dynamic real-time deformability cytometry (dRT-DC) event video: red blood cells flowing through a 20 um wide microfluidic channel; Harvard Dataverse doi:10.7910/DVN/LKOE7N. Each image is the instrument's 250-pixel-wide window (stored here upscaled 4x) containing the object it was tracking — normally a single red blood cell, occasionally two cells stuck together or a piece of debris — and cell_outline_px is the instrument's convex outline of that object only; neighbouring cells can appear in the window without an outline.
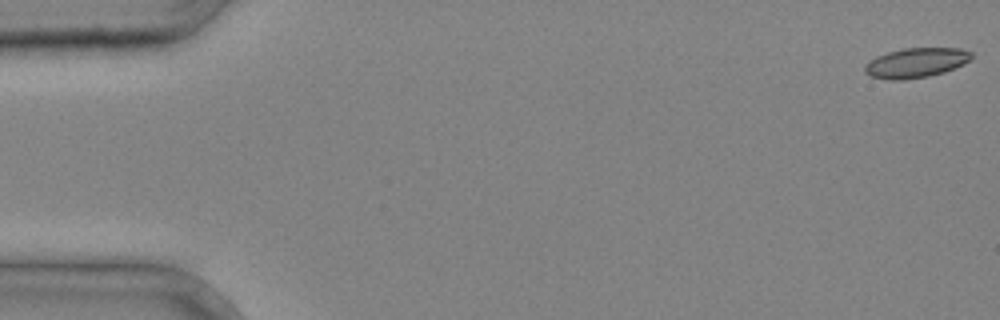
{"species": "common noctule bat (a hibernating species)", "species_latin": "Nyctalus noctula", "temperature_condition": "cold", "stored_images_in_passage": 4, "camera_frame_rate_fps": 3000, "um_per_image_px": 0.085, "animal": {"sex": "male", "body_mass_g": 20.4}, "frame": {"image": 1, "passage_image": 1, "time_ms": 0.0, "image_size_px": [1000, 320], "cell_outline_px": [[972, 56], [964, 64], [944, 72], [928, 76], [904, 80], [888, 80], [872, 76], [864, 72], [864, 68], [876, 56], [888, 52], [904, 48], [960, 48], [972, 52]], "centroid_in_image_um": [77.87, 5.34], "position_along_channel_um": 7.1, "area_um2": 18.32}}
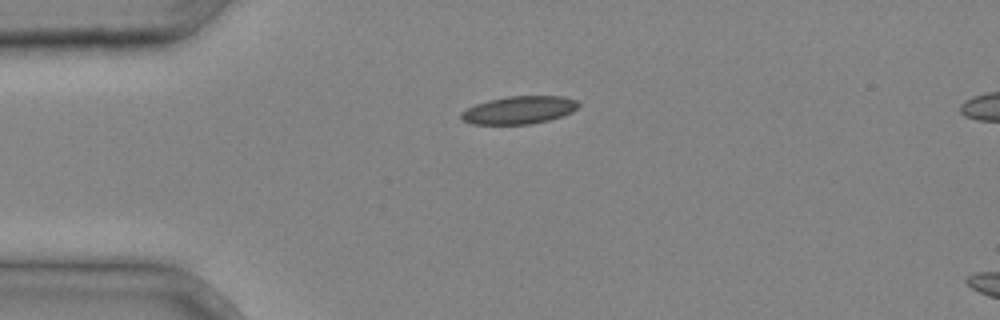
{"frame": {"image": 2, "passage_image": 3, "time_ms": 0.667, "image_size_px": [1000, 320], "cell_outline_px": [[580, 104], [572, 112], [548, 120], [532, 124], [472, 124], [464, 120], [460, 116], [460, 112], [476, 104], [488, 100], [508, 96], [564, 96], [576, 100]], "centroid_in_image_um": [44.12, 9.35], "position_along_channel_um": 40.9, "area_um2": 18.9}}